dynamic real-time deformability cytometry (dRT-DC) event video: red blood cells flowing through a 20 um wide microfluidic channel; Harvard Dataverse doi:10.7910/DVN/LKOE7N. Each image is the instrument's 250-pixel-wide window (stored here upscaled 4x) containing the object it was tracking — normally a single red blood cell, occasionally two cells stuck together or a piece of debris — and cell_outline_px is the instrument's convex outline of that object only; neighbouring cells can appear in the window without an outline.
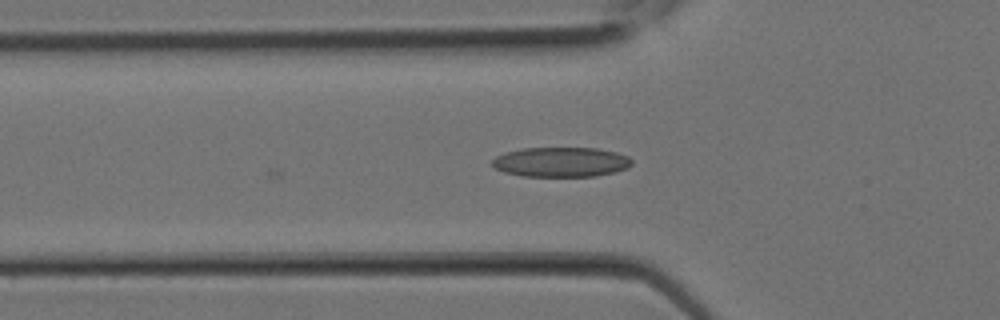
{"species": "Egyptian fruit bat (a non-hibernating species)", "species_latin": "Rousettus aegyptiacus", "temperature_condition": "room temperature", "stored_images_in_passage": 11, "camera_frame_rate_fps": 3000, "um_per_image_px": 0.085, "animal": {"sex": "female"}, "frame": {"image": 1, "passage_image": 11, "time_ms": 3.333, "image_size_px": [1000, 320], "cell_outline_px": [[632, 164], [628, 168], [596, 176], [524, 176], [504, 172], [496, 168], [492, 164], [492, 160], [496, 156], [504, 152], [524, 148], [596, 148], [616, 152], [628, 156], [632, 160]], "centroid_in_image_um": [47.69, 13.77], "position_along_channel_um": 78.1, "area_um2": 24.16}}